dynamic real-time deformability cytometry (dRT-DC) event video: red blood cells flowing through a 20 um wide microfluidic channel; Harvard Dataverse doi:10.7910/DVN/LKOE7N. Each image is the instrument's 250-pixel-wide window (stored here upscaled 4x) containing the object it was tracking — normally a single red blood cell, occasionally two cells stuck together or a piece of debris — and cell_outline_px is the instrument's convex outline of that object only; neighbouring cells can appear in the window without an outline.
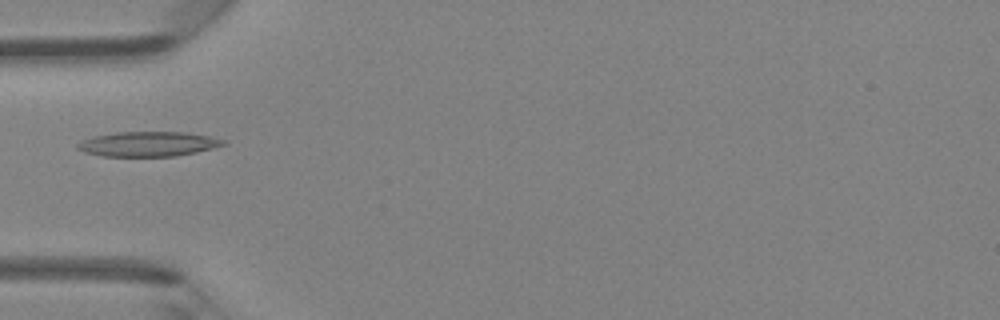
{"species": "Egyptian fruit bat (a non-hibernating species)", "species_latin": "Rousettus aegyptiacus", "temperature_condition": "room temperature", "stored_images_in_passage": 33, "camera_frame_rate_fps": 3000, "um_per_image_px": 0.085, "animal": {"sex": "female"}, "frame": {"image": 1, "passage_image": 1, "time_ms": 0.0, "image_size_px": [1000, 320], "cell_outline_px": [[228, 144], [196, 152], [176, 156], [100, 156], [84, 152], [76, 148], [76, 144], [92, 136], [116, 132], [184, 132], [208, 136], [228, 140]], "centroid_in_image_um": [12.6, 12.24], "position_along_channel_um": 72.4, "area_um2": 21.15}}
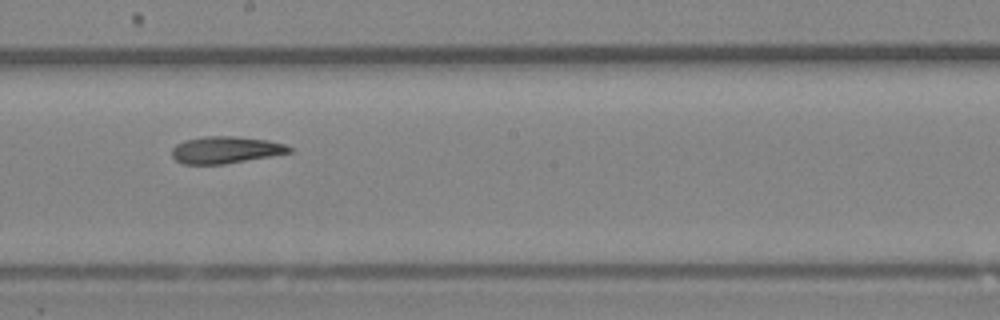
{"frame": {"image": 2, "passage_image": 12, "time_ms": 3.667, "image_size_px": [1000, 320], "cell_outline_px": [[292, 152], [272, 156], [224, 164], [184, 164], [176, 160], [172, 156], [172, 148], [176, 144], [184, 140], [204, 136], [236, 136], [268, 140], [284, 144], [292, 148]], "centroid_in_image_um": [19.17, 12.73], "position_along_channel_um": 229.0, "area_um2": 18.5}}
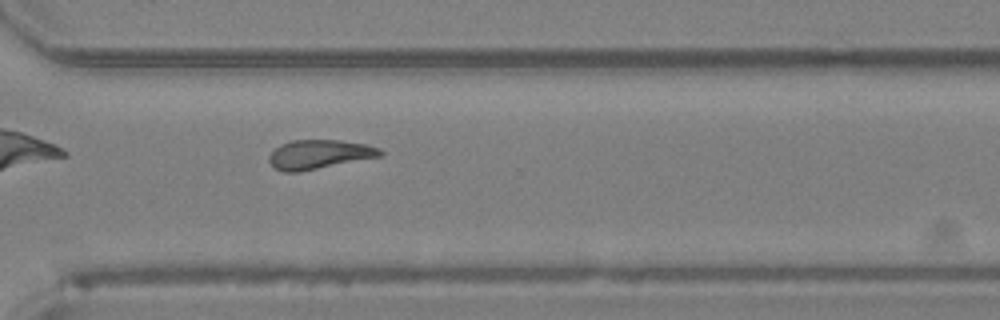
{"frame": {"image": 3, "passage_image": 20, "time_ms": 6.333, "image_size_px": [1000, 320], "cell_outline_px": [[384, 152], [380, 156], [300, 172], [284, 172], [276, 168], [268, 160], [268, 156], [280, 144], [292, 140], [340, 140], [364, 144], [380, 148]], "centroid_in_image_um": [27.12, 13.12], "position_along_channel_um": 343.5, "area_um2": 18.73}}